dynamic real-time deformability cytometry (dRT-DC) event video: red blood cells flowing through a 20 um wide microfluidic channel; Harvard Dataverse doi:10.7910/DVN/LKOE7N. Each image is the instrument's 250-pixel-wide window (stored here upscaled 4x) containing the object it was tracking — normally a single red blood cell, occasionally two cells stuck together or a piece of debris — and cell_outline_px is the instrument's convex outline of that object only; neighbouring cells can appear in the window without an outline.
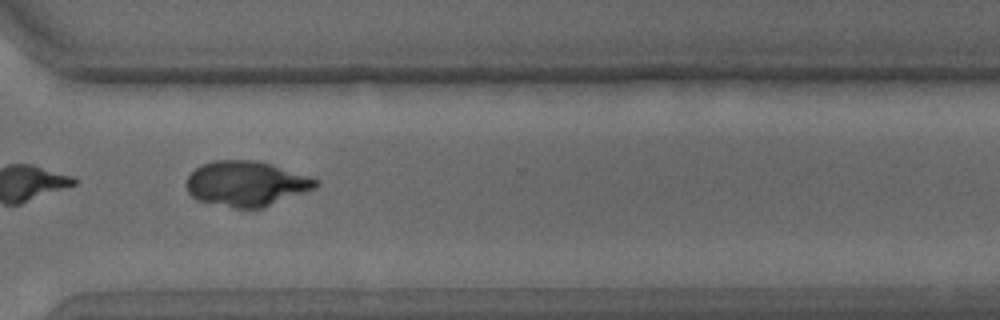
{"species": "common noctule bat (a hibernating species)", "species_latin": "Nyctalus noctula", "temperature_condition": "warm", "stored_images_in_passage": 19, "camera_frame_rate_fps": 3000, "um_per_image_px": 0.085, "animal": {"sex": "male", "body_mass_g": 15.6}, "frame": {"image": 1, "passage_image": 14, "time_ms": 17.333, "image_size_px": [1000, 320], "cell_outline_px": [[320, 184], [316, 188], [264, 208], [236, 208], [200, 200], [192, 196], [188, 192], [184, 184], [188, 176], [200, 164], [212, 160], [252, 160], [268, 164], [312, 176], [320, 180]], "centroid_in_image_um": [20.96, 15.6], "position_along_channel_um": 349.6, "area_um2": 34.1}}
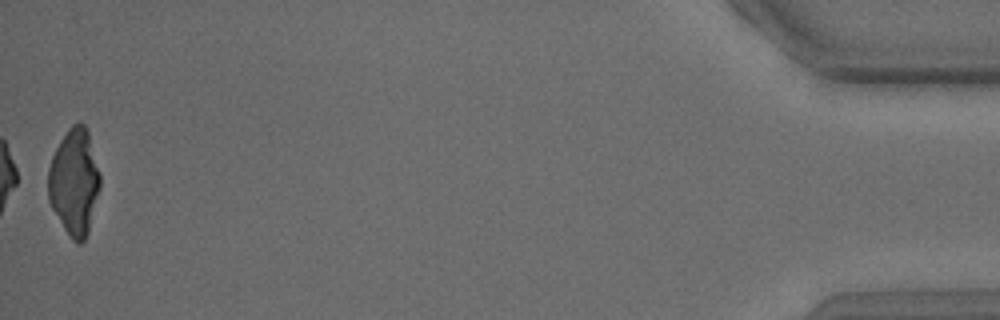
{"frame": {"image": 2, "passage_image": 19, "time_ms": 23.333, "image_size_px": [1000, 320], "cell_outline_px": [[100, 188], [88, 232], [84, 240], [80, 244], [76, 244], [68, 236], [52, 208], [48, 200], [48, 168], [52, 156], [60, 140], [68, 128], [72, 124], [80, 120], [84, 124], [88, 132], [100, 172]], "centroid_in_image_um": [6.31, 15.46], "position_along_channel_um": 428.9, "area_um2": 32.43}, "authors_computed_cell_mechanics": {"area_um2": 18.7272, "velocity_mm_per_s": 2.8312, "shape_relaxation_time_tau1_ms": 4.3419, "shape_relaxation_time_tau2_ms": 2.955, "deformation_change_tau1": 0.2238, "deformation_change_tau2": 0.0881}}